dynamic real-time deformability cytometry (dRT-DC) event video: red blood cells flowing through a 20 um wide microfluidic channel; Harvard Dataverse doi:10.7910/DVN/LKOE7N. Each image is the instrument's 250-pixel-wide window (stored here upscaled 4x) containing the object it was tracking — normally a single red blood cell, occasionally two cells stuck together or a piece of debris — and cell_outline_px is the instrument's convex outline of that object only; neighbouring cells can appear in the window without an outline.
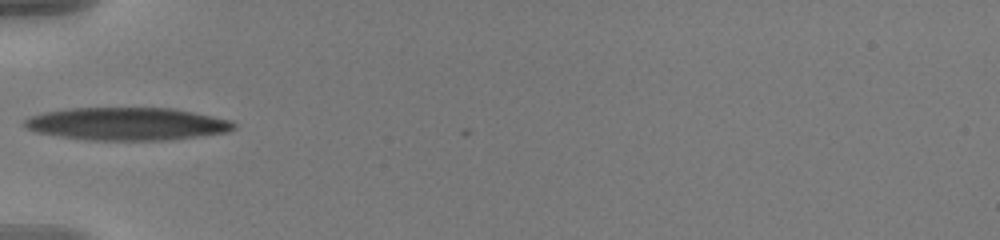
{"species": "human", "species_latin": "Homo sapiens", "temperature_condition": "warm", "stored_images_in_passage": 37, "camera_frame_rate_fps": 3000, "um_per_image_px": 0.085, "donor": {"sex": "male"}, "frame": {"image": 1, "passage_image": 1, "time_ms": 0.0, "image_size_px": [1000, 240], "cell_outline_px": [[236, 128], [228, 132], [172, 140], [84, 140], [36, 132], [24, 128], [24, 120], [28, 116], [44, 112], [68, 108], [172, 108], [232, 120], [236, 124]], "centroid_in_image_um": [10.79, 10.53], "position_along_channel_um": 74.2, "area_um2": 40.23}}
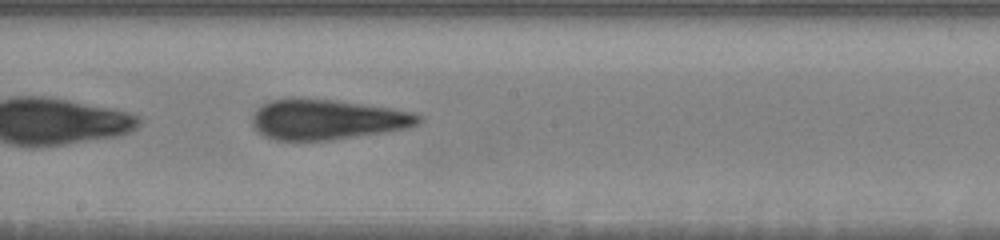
{"frame": {"image": 2, "passage_image": 13, "time_ms": 4.0, "image_size_px": [1000, 240], "cell_outline_px": [[424, 120], [420, 124], [408, 128], [384, 132], [328, 140], [276, 140], [264, 136], [252, 124], [252, 116], [256, 108], [260, 104], [268, 100], [288, 96], [332, 100], [416, 112], [424, 116]], "centroid_in_image_um": [27.79, 10.13], "position_along_channel_um": 220.4, "area_um2": 39.42}}
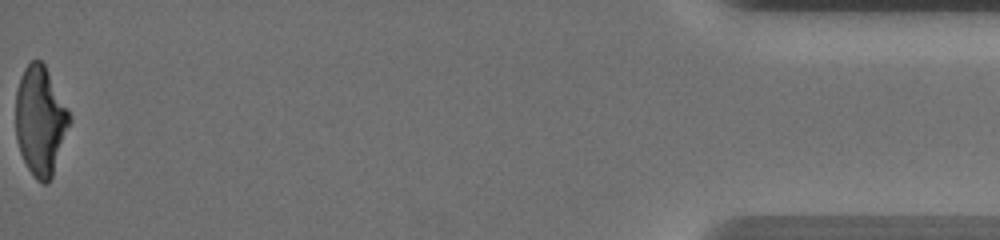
{"frame": {"image": 3, "passage_image": 37, "time_ms": 12.0, "image_size_px": [1000, 240], "cell_outline_px": [[72, 120], [52, 176], [48, 184], [44, 184], [36, 180], [28, 168], [20, 152], [16, 136], [16, 92], [20, 76], [24, 68], [32, 60], [40, 60], [44, 64]], "centroid_in_image_um": [3.42, 10.29], "position_along_channel_um": 431.8, "area_um2": 33.81}, "authors_computed_cell_mechanics": {"area_um2": 38.2636, "velocity_mm_per_s": 3.661, "shape_relaxation_time_tau1_ms": 5.4073, "shape_relaxation_time_tau2_ms": 1.9907, "deformation_change_tau1": 0.2404, "deformation_change_tau2": 0.1172}}